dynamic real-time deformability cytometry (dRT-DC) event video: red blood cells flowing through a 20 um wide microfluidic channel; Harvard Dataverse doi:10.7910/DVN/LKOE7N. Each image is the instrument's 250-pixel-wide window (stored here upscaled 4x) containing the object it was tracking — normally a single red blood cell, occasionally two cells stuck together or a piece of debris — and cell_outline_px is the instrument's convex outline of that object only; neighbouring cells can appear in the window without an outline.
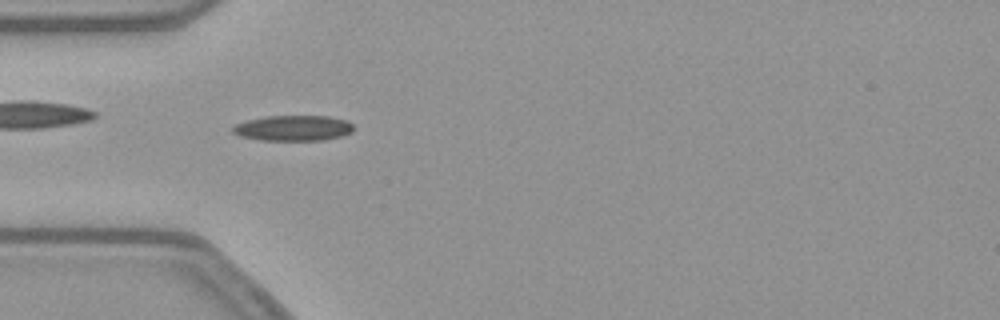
{"species": "common noctule bat (a hibernating species)", "species_latin": "Nyctalus noctula", "temperature_condition": "warm", "stored_images_in_passage": 53, "camera_frame_rate_fps": 3000, "um_per_image_px": 0.085, "animal": {"sex": "female", "body_mass_g": 21.9}, "frame": {"image": 1, "passage_image": 16, "time_ms": 5.0, "image_size_px": [1000, 320], "cell_outline_px": [[356, 128], [352, 132], [340, 136], [324, 140], [260, 140], [240, 136], [232, 132], [232, 128], [236, 124], [248, 120], [268, 116], [328, 116], [348, 120]], "centroid_in_image_um": [24.97, 10.89], "position_along_channel_um": 60.0, "area_um2": 17.98}}
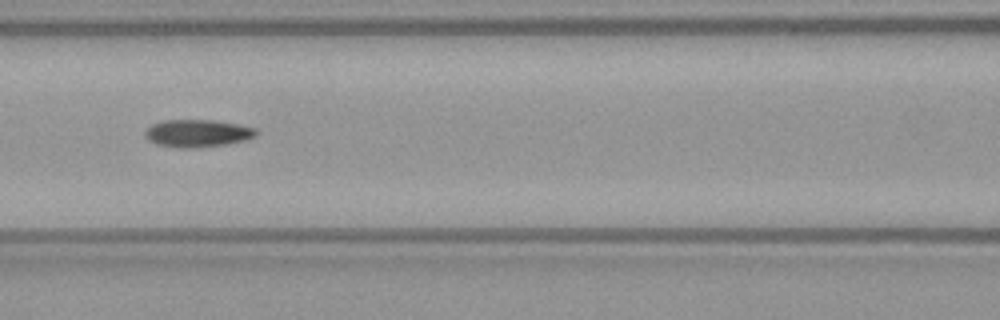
{"frame": {"image": 2, "passage_image": 23, "time_ms": 7.333, "image_size_px": [1000, 320], "cell_outline_px": [[256, 136], [244, 140], [228, 144], [196, 148], [176, 148], [156, 144], [148, 140], [144, 136], [144, 132], [152, 124], [164, 120], [212, 120], [240, 124], [256, 128]], "centroid_in_image_um": [16.77, 11.33], "position_along_channel_um": 149.8, "area_um2": 17.98}}
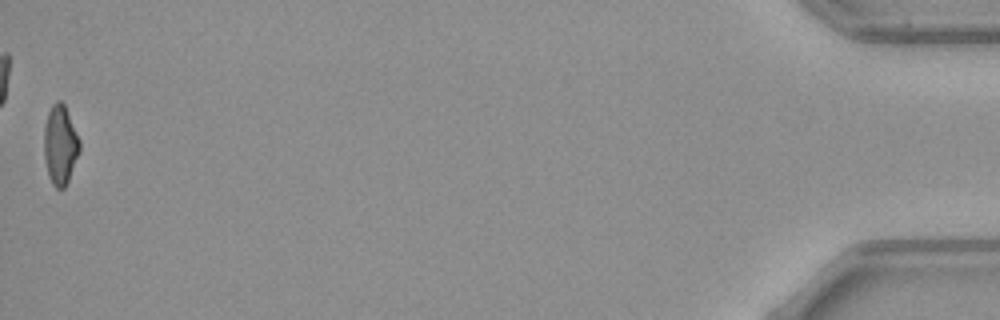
{"frame": {"image": 3, "passage_image": 53, "time_ms": 17.333, "image_size_px": [1000, 320], "cell_outline_px": [[80, 152], [68, 180], [64, 188], [56, 188], [52, 184], [48, 176], [44, 160], [44, 124], [48, 112], [52, 104], [56, 100], [60, 100], [64, 104], [80, 140]], "centroid_in_image_um": [5.1, 12.31], "position_along_channel_um": 430.1, "area_um2": 16.59}, "authors_computed_cell_mechanics": {"area_um2": 16.9354, "velocity_mm_per_s": 3.8571, "shape_relaxation_time_tau1_ms": null, "shape_relaxation_time_tau2_ms": 6.9153, "deformation_change_tau1": null, "deformation_change_tau2": 0.1566}}